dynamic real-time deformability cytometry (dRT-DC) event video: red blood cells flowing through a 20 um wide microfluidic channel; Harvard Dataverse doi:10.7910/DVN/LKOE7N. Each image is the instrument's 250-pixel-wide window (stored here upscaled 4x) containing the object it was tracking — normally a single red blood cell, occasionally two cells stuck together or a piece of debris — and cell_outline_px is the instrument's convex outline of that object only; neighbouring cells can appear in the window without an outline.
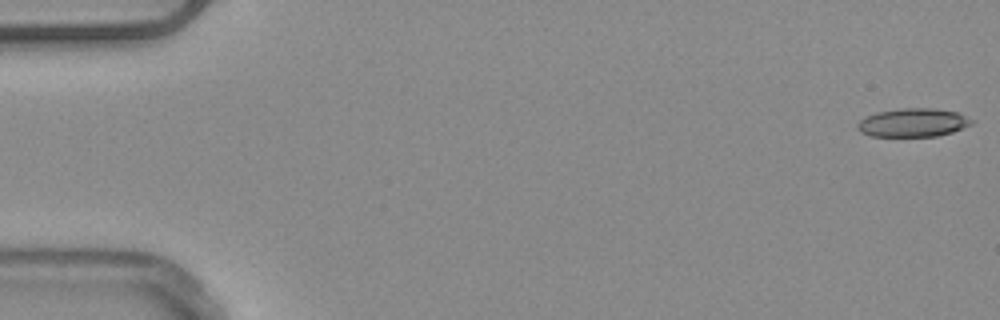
{"species": "common noctule bat (a hibernating species)", "species_latin": "Nyctalus noctula", "temperature_condition": "warm", "stored_images_in_passage": 52, "camera_frame_rate_fps": 3000, "um_per_image_px": 0.085, "animal": {"sex": "male", "body_mass_g": 20.4}, "frame": {"image": 1, "passage_image": 1, "time_ms": 0.0, "image_size_px": [1000, 320], "cell_outline_px": [[976, 120], [972, 124], [964, 128], [952, 132], [936, 136], [868, 136], [860, 132], [856, 128], [856, 124], [864, 116], [876, 112], [900, 108], [932, 108], [960, 112]], "centroid_in_image_um": [77.62, 10.41], "position_along_channel_um": 7.4, "area_um2": 19.36}}
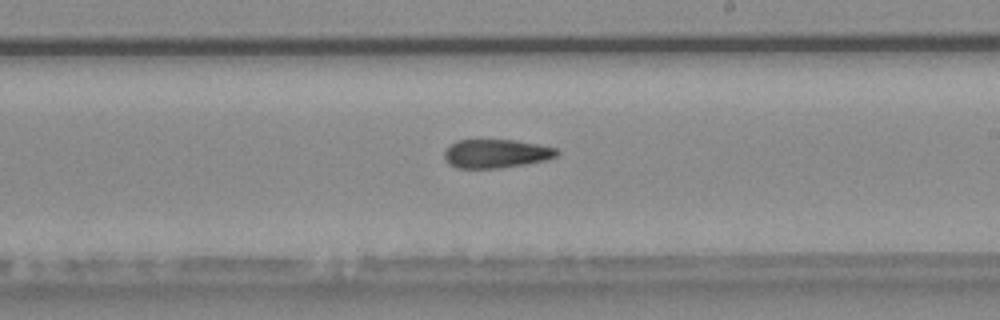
{"frame": {"image": 2, "passage_image": 31, "time_ms": 10.0, "image_size_px": [1000, 320], "cell_outline_px": [[560, 152], [556, 156], [544, 160], [524, 164], [500, 168], [456, 168], [448, 164], [444, 160], [444, 152], [456, 140], [512, 140], [536, 144], [556, 148]], "centroid_in_image_um": [42.13, 13.06], "position_along_channel_um": 246.9, "area_um2": 18.67}, "authors_computed_cell_mechanics": {"area_um2": 19.4786, "velocity_mm_per_s": 3.9198, "shape_relaxation_time_tau1_ms": null, "shape_relaxation_time_tau2_ms": 6.622, "deformation_change_tau1": null, "deformation_change_tau2": 0.1667}}